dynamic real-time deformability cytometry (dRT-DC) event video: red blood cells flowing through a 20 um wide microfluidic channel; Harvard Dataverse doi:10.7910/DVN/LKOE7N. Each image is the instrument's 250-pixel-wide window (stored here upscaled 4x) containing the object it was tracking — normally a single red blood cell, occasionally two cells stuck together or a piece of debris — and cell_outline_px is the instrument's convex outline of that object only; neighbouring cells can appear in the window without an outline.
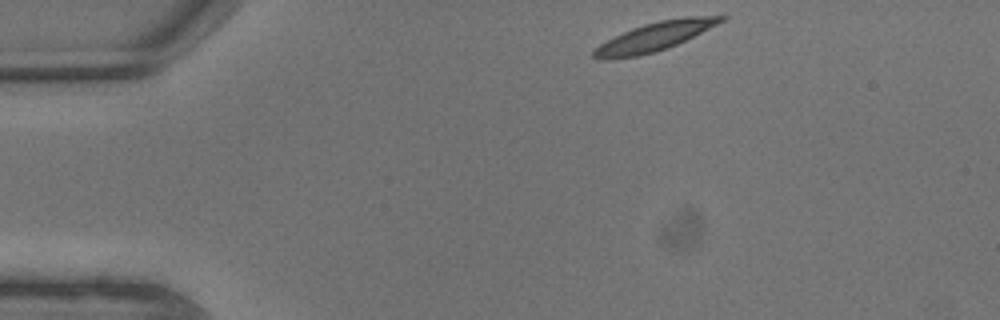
{"species": "common noctule bat (a hibernating species)", "species_latin": "Nyctalus noctula", "temperature_condition": "warm", "stored_images_in_passage": 5, "camera_frame_rate_fps": 3000, "um_per_image_px": 0.085, "animal": {"sex": "male", "body_mass_g": 13.3}, "frame": {"image": 1, "passage_image": 1, "time_ms": 0.0, "image_size_px": [1000, 320], "cell_outline_px": [[728, 16], [724, 20], [668, 48], [636, 56], [608, 60], [592, 56], [592, 52], [600, 44], [632, 28], [644, 24], [660, 20], [684, 16]], "centroid_in_image_um": [55.61, 3.11], "position_along_channel_um": 29.4, "area_um2": 20.63}}
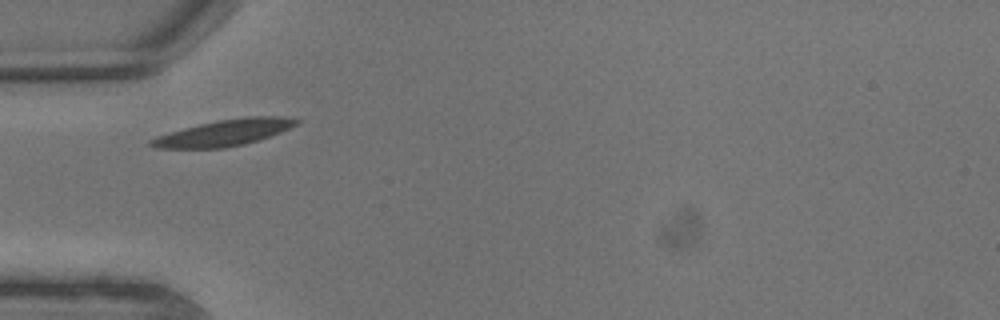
{"frame": {"image": 2, "passage_image": 4, "time_ms": 1.0, "image_size_px": [1000, 320], "cell_outline_px": [[300, 120], [296, 124], [280, 132], [260, 140], [244, 144], [224, 148], [156, 148], [148, 144], [148, 140], [156, 136], [184, 128], [200, 124], [220, 120], [244, 116], [284, 116]], "centroid_in_image_um": [19.05, 11.28], "position_along_channel_um": 66.0, "area_um2": 22.14}}
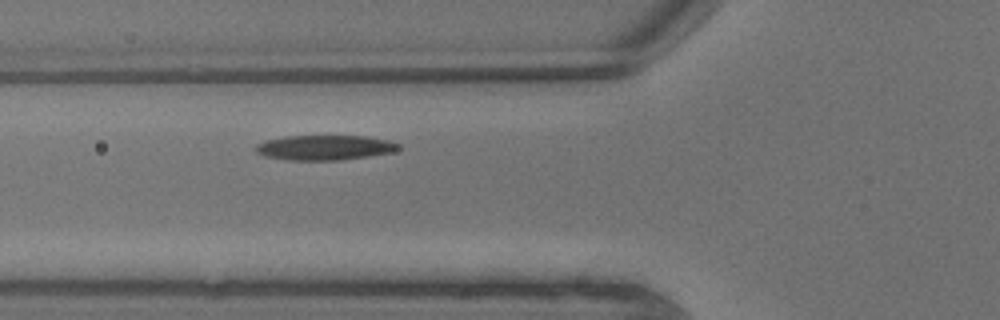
{"frame": {"image": 3, "passage_image": 5, "time_ms": 1.333, "image_size_px": [1000, 320], "cell_outline_px": [[400, 148], [392, 152], [368, 156], [340, 160], [284, 160], [264, 156], [256, 152], [256, 144], [268, 140], [288, 136], [364, 136], [388, 140], [400, 144]], "centroid_in_image_um": [27.59, 12.55], "position_along_channel_um": 98.2, "area_um2": 20.63}}